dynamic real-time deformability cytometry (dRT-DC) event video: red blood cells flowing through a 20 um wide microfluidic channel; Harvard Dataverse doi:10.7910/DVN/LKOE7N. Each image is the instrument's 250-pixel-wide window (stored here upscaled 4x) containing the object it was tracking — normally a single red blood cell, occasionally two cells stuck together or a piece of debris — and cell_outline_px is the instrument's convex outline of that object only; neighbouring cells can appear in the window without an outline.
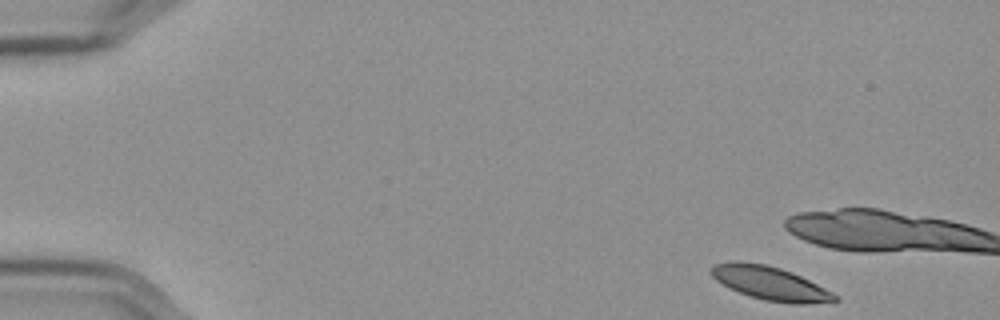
{"species": "Egyptian fruit bat (a non-hibernating species)", "species_latin": "Rousettus aegyptiacus", "temperature_condition": "cold", "stored_images_in_passage": 11, "camera_frame_rate_fps": 3000, "um_per_image_px": 0.085, "frame": {"image": 1, "passage_image": 1, "time_ms": 0.0, "image_size_px": [1000, 320], "cell_outline_px": [[840, 300], [804, 304], [792, 304], [764, 300], [728, 288], [716, 280], [708, 272], [716, 264], [736, 260], [764, 264], [780, 268], [792, 272], [840, 296]], "centroid_in_image_um": [65.45, 24.08], "position_along_channel_um": 19.5, "area_um2": 24.04}}